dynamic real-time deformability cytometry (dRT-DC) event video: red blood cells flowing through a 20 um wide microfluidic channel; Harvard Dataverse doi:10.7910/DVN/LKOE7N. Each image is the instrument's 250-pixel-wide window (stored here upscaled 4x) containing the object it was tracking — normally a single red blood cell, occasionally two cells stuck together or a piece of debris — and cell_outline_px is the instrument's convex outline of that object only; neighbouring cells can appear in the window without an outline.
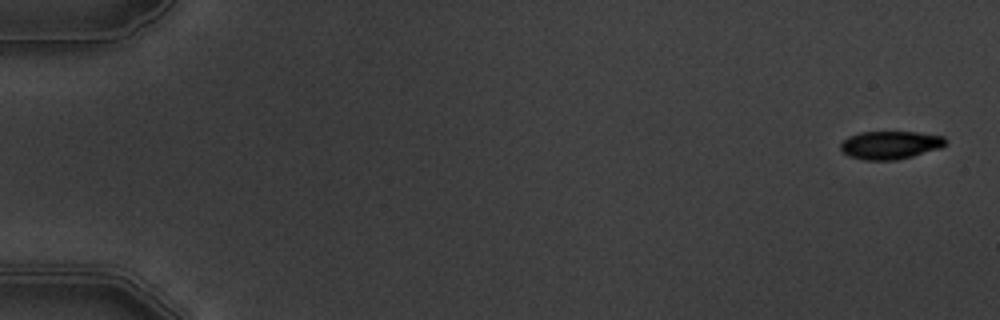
{"species": "common noctule bat (a hibernating species)", "species_latin": "Nyctalus noctula", "temperature_condition": "warm", "stored_images_in_passage": 7, "segment_of_instrument_passage": [2, 2], "camera_frame_rate_fps": 3000, "um_per_image_px": 0.085, "animal": {"sex": "male", "body_mass_g": 19.5, "forearm_length_mm": 54.6}, "frame": {"image": 1, "passage_image": 7, "time_ms": 7.667, "image_size_px": [1000, 320], "cell_outline_px": [[944, 144], [940, 148], [912, 156], [896, 160], [864, 160], [848, 156], [840, 148], [840, 144], [848, 136], [860, 132], [916, 132], [944, 136]], "centroid_in_image_um": [75.63, 12.33], "position_along_channel_um": 9.4, "area_um2": 17.05}}